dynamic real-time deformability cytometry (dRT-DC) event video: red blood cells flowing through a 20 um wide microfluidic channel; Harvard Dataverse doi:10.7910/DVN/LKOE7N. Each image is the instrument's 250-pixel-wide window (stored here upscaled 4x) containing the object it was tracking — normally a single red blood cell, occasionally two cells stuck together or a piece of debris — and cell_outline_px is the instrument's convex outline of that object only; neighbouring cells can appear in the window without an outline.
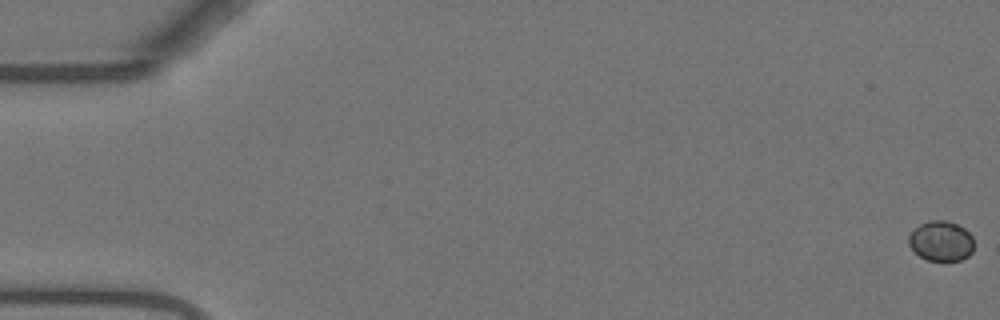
{"species": "Egyptian fruit bat (a non-hibernating species)", "species_latin": "Rousettus aegyptiacus", "temperature_condition": "warm", "stored_images_in_passage": 16, "camera_frame_rate_fps": 3000, "um_per_image_px": 0.085, "animal": {"sex": "female"}, "frame": {"image": 1, "passage_image": 1, "time_ms": 0.0, "image_size_px": [1000, 320], "cell_outline_px": [[972, 252], [968, 256], [960, 260], [928, 260], [920, 256], [908, 244], [908, 236], [920, 224], [932, 220], [944, 220], [956, 224], [964, 228], [972, 236]], "centroid_in_image_um": [79.98, 20.48], "position_along_channel_um": 5.0, "area_um2": 14.97}}
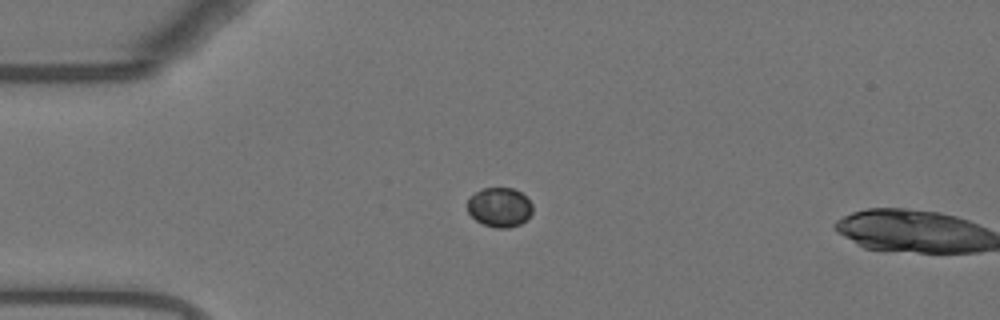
{"frame": {"image": 2, "passage_image": 15, "time_ms": 4.667, "image_size_px": [1000, 320], "cell_outline_px": [[532, 212], [520, 224], [508, 228], [496, 228], [484, 224], [476, 220], [468, 212], [468, 200], [480, 188], [512, 188], [520, 192], [532, 204]], "centroid_in_image_um": [42.45, 17.61], "position_along_channel_um": 42.5, "area_um2": 14.74}}